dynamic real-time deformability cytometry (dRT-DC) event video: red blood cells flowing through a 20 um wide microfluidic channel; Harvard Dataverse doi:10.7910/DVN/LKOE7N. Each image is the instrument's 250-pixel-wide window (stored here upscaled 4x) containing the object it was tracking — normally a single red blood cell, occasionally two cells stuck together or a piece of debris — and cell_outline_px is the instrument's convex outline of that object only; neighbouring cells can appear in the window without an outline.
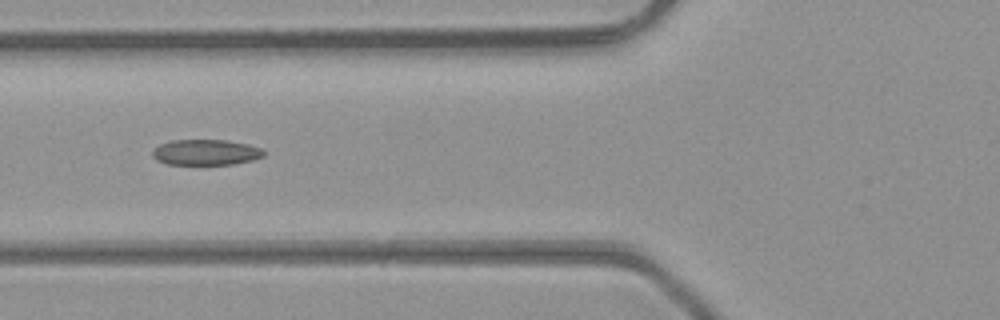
{"species": "common noctule bat (a hibernating species)", "species_latin": "Nyctalus noctula", "temperature_condition": "room temperature", "stored_images_in_passage": 2, "camera_frame_rate_fps": 3000, "um_per_image_px": 0.085, "animal": {"sex": "male", "body_mass_g": 23.1, "forearm_length_mm": 52.7}, "frame": {"image": 1, "passage_image": 2, "time_ms": 0.333, "image_size_px": [1000, 320], "cell_outline_px": [[268, 152], [264, 156], [252, 160], [232, 164], [168, 164], [156, 160], [152, 156], [152, 152], [160, 144], [172, 140], [224, 140], [248, 144], [264, 148]], "centroid_in_image_um": [17.55, 12.94], "position_along_channel_um": 108.3, "area_um2": 16.7}}